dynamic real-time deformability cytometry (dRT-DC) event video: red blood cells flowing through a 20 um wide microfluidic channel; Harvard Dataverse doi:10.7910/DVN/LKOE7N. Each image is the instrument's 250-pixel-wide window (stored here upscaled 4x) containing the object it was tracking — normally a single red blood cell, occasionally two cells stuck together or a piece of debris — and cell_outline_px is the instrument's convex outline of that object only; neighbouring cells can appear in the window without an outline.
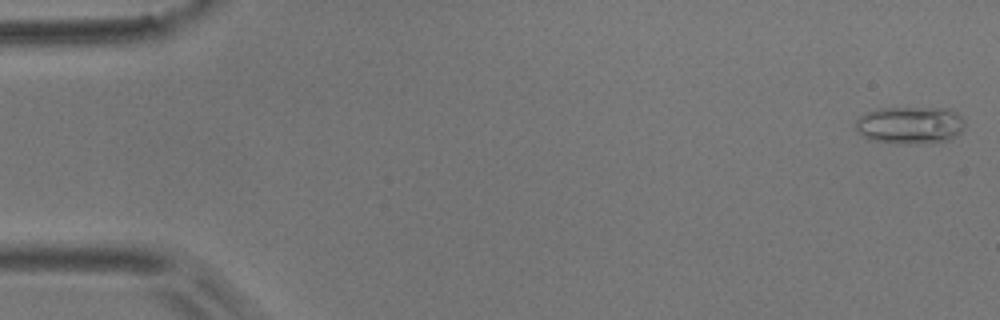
{"species": "common noctule bat (a hibernating species)", "species_latin": "Nyctalus noctula", "temperature_condition": "room temperature", "stored_images_in_passage": 52, "camera_frame_rate_fps": 3000, "um_per_image_px": 0.085, "animal": {"sex": "male", "body_mass_g": 17.9}, "frame": {"image": 1, "passage_image": 1, "time_ms": 0.0, "image_size_px": [1000, 320], "cell_outline_px": [[964, 128], [952, 140], [912, 144], [900, 144], [868, 140], [856, 132], [856, 120], [860, 116], [868, 112], [880, 108], [948, 108], [956, 112], [964, 120]], "centroid_in_image_um": [77.34, 10.65], "position_along_channel_um": 7.7, "area_um2": 24.1}}
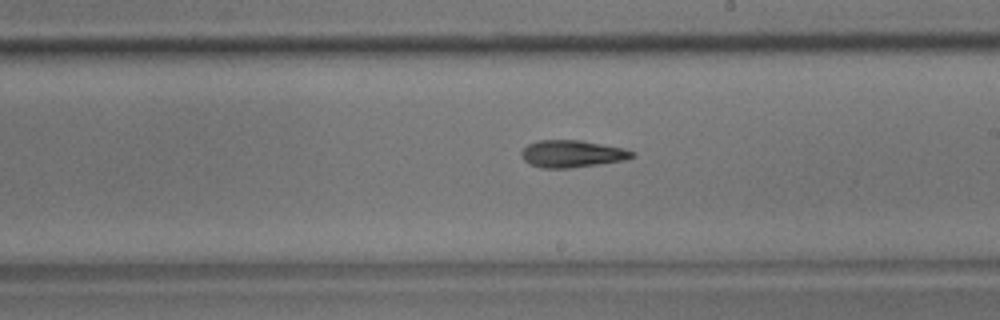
{"frame": {"image": 2, "passage_image": 30, "time_ms": 9.667, "image_size_px": [1000, 320], "cell_outline_px": [[636, 156], [624, 160], [568, 168], [540, 168], [524, 160], [520, 156], [520, 152], [528, 144], [536, 140], [580, 140], [624, 148], [636, 152]], "centroid_in_image_um": [48.62, 13.06], "position_along_channel_um": 240.4, "area_um2": 17.51}}
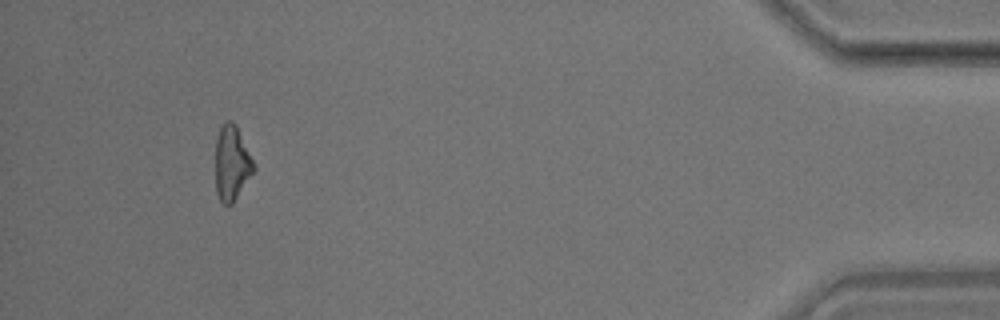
{"frame": {"image": 3, "passage_image": 49, "time_ms": 16.0, "image_size_px": [1000, 320], "cell_outline_px": [[256, 168], [232, 204], [224, 204], [220, 200], [216, 192], [216, 140], [220, 128], [224, 120], [232, 120], [236, 124]], "centroid_in_image_um": [19.69, 13.84], "position_along_channel_um": 415.5, "area_um2": 16.53}, "authors_computed_cell_mechanics": {"area_um2": 17.2533, "velocity_mm_per_s": 3.8196, "shape_relaxation_time_tau1_ms": 5.3932, "shape_relaxation_time_tau2_ms": 6.9826, "deformation_change_tau1": 0.1767, "deformation_change_tau2": 0.1956}}